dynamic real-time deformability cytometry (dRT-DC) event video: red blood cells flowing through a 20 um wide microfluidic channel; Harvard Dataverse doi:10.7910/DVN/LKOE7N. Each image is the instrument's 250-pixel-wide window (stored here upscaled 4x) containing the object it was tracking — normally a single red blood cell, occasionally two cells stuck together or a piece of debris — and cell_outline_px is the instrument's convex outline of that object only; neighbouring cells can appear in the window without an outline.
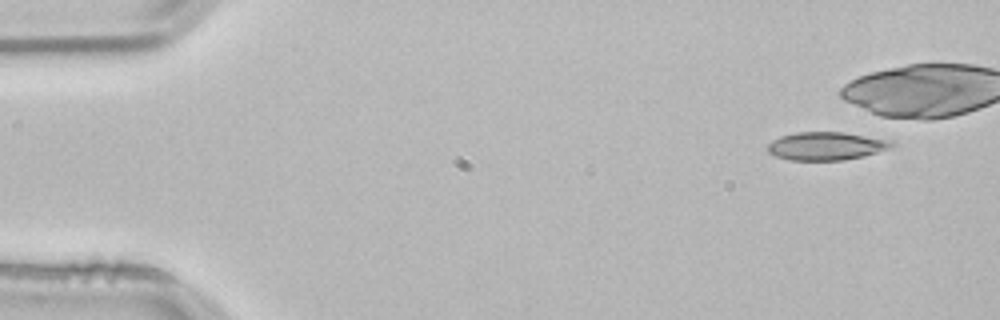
{"species": "common noctule bat (a hibernating species)", "species_latin": "Nyctalus noctula", "temperature_condition": "room temperature", "stored_images_in_passage": 5, "camera_frame_rate_fps": 3000, "um_per_image_px": 0.085, "animal": {"sex": "male", "body_mass_g": 21.5, "forearm_length_mm": 52.0}, "frame": {"image": 1, "passage_image": 1, "time_ms": 0.0, "image_size_px": [1000, 320], "cell_outline_px": [[896, 144], [892, 148], [864, 156], [844, 160], [788, 160], [776, 156], [768, 152], [768, 144], [772, 140], [780, 136], [796, 132], [844, 132], [892, 140]], "centroid_in_image_um": [70.26, 12.41], "position_along_channel_um": 14.7, "area_um2": 20.52}}